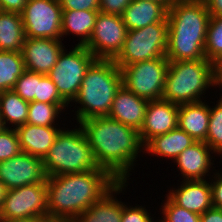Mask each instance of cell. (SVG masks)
Wrapping results in <instances>:
<instances>
[{
	"label": "cell",
	"instance_id": "6da1fadb",
	"mask_svg": "<svg viewBox=\"0 0 222 222\" xmlns=\"http://www.w3.org/2000/svg\"><path fill=\"white\" fill-rule=\"evenodd\" d=\"M78 125L87 137L99 168L117 182H128L136 159L144 152L139 131L107 116L85 119Z\"/></svg>",
	"mask_w": 222,
	"mask_h": 222
},
{
	"label": "cell",
	"instance_id": "7a4b0ae2",
	"mask_svg": "<svg viewBox=\"0 0 222 222\" xmlns=\"http://www.w3.org/2000/svg\"><path fill=\"white\" fill-rule=\"evenodd\" d=\"M117 183L104 169L47 176L49 219L72 222Z\"/></svg>",
	"mask_w": 222,
	"mask_h": 222
},
{
	"label": "cell",
	"instance_id": "3957f363",
	"mask_svg": "<svg viewBox=\"0 0 222 222\" xmlns=\"http://www.w3.org/2000/svg\"><path fill=\"white\" fill-rule=\"evenodd\" d=\"M211 15L205 4L175 0L168 9L169 61L205 59L206 34Z\"/></svg>",
	"mask_w": 222,
	"mask_h": 222
},
{
	"label": "cell",
	"instance_id": "277c9868",
	"mask_svg": "<svg viewBox=\"0 0 222 222\" xmlns=\"http://www.w3.org/2000/svg\"><path fill=\"white\" fill-rule=\"evenodd\" d=\"M122 86V74L114 60L96 59L87 69L72 101L77 125L89 118L108 116L114 96Z\"/></svg>",
	"mask_w": 222,
	"mask_h": 222
},
{
	"label": "cell",
	"instance_id": "5b68a950",
	"mask_svg": "<svg viewBox=\"0 0 222 222\" xmlns=\"http://www.w3.org/2000/svg\"><path fill=\"white\" fill-rule=\"evenodd\" d=\"M211 87H215V69L207 58L169 61L162 99L177 105L200 102Z\"/></svg>",
	"mask_w": 222,
	"mask_h": 222
},
{
	"label": "cell",
	"instance_id": "8992f818",
	"mask_svg": "<svg viewBox=\"0 0 222 222\" xmlns=\"http://www.w3.org/2000/svg\"><path fill=\"white\" fill-rule=\"evenodd\" d=\"M67 130H66V129ZM62 129L42 159L46 176L86 172L99 168L83 129Z\"/></svg>",
	"mask_w": 222,
	"mask_h": 222
},
{
	"label": "cell",
	"instance_id": "52a82bcc",
	"mask_svg": "<svg viewBox=\"0 0 222 222\" xmlns=\"http://www.w3.org/2000/svg\"><path fill=\"white\" fill-rule=\"evenodd\" d=\"M168 21L150 24L142 29L127 30L123 48L114 59L119 68L140 61L166 56Z\"/></svg>",
	"mask_w": 222,
	"mask_h": 222
},
{
	"label": "cell",
	"instance_id": "ba28073f",
	"mask_svg": "<svg viewBox=\"0 0 222 222\" xmlns=\"http://www.w3.org/2000/svg\"><path fill=\"white\" fill-rule=\"evenodd\" d=\"M72 47L70 51L62 50L57 63L47 74L68 104L77 96L87 69L96 60L85 46Z\"/></svg>",
	"mask_w": 222,
	"mask_h": 222
},
{
	"label": "cell",
	"instance_id": "9c48e42d",
	"mask_svg": "<svg viewBox=\"0 0 222 222\" xmlns=\"http://www.w3.org/2000/svg\"><path fill=\"white\" fill-rule=\"evenodd\" d=\"M168 67L166 56L124 66L120 68L122 85L148 101L162 99Z\"/></svg>",
	"mask_w": 222,
	"mask_h": 222
},
{
	"label": "cell",
	"instance_id": "30bf717a",
	"mask_svg": "<svg viewBox=\"0 0 222 222\" xmlns=\"http://www.w3.org/2000/svg\"><path fill=\"white\" fill-rule=\"evenodd\" d=\"M37 216L48 217L46 179L42 183L7 191L0 211V221Z\"/></svg>",
	"mask_w": 222,
	"mask_h": 222
},
{
	"label": "cell",
	"instance_id": "8fae6325",
	"mask_svg": "<svg viewBox=\"0 0 222 222\" xmlns=\"http://www.w3.org/2000/svg\"><path fill=\"white\" fill-rule=\"evenodd\" d=\"M21 15L26 37L62 40L59 0H28Z\"/></svg>",
	"mask_w": 222,
	"mask_h": 222
},
{
	"label": "cell",
	"instance_id": "7c38bea8",
	"mask_svg": "<svg viewBox=\"0 0 222 222\" xmlns=\"http://www.w3.org/2000/svg\"><path fill=\"white\" fill-rule=\"evenodd\" d=\"M127 29L121 16L99 13L85 47L96 59L114 60L123 48Z\"/></svg>",
	"mask_w": 222,
	"mask_h": 222
},
{
	"label": "cell",
	"instance_id": "4fadbf2b",
	"mask_svg": "<svg viewBox=\"0 0 222 222\" xmlns=\"http://www.w3.org/2000/svg\"><path fill=\"white\" fill-rule=\"evenodd\" d=\"M42 158L20 152L18 155L0 162V180L5 187L14 189L46 179Z\"/></svg>",
	"mask_w": 222,
	"mask_h": 222
},
{
	"label": "cell",
	"instance_id": "5bb4252c",
	"mask_svg": "<svg viewBox=\"0 0 222 222\" xmlns=\"http://www.w3.org/2000/svg\"><path fill=\"white\" fill-rule=\"evenodd\" d=\"M64 48L62 40L26 37L21 51L25 70L47 75Z\"/></svg>",
	"mask_w": 222,
	"mask_h": 222
},
{
	"label": "cell",
	"instance_id": "9a60e30c",
	"mask_svg": "<svg viewBox=\"0 0 222 222\" xmlns=\"http://www.w3.org/2000/svg\"><path fill=\"white\" fill-rule=\"evenodd\" d=\"M178 110L179 105L164 99L149 101L144 124L139 131L142 144L145 145L153 137L178 127Z\"/></svg>",
	"mask_w": 222,
	"mask_h": 222
},
{
	"label": "cell",
	"instance_id": "2e32d148",
	"mask_svg": "<svg viewBox=\"0 0 222 222\" xmlns=\"http://www.w3.org/2000/svg\"><path fill=\"white\" fill-rule=\"evenodd\" d=\"M215 156L213 150L205 142L195 141L173 162L178 168L177 171L181 172L179 175L181 174L182 181L204 180L211 175V168H215L213 166Z\"/></svg>",
	"mask_w": 222,
	"mask_h": 222
},
{
	"label": "cell",
	"instance_id": "e0dca14e",
	"mask_svg": "<svg viewBox=\"0 0 222 222\" xmlns=\"http://www.w3.org/2000/svg\"><path fill=\"white\" fill-rule=\"evenodd\" d=\"M166 194L176 205L198 215L213 207L210 181L186 180Z\"/></svg>",
	"mask_w": 222,
	"mask_h": 222
},
{
	"label": "cell",
	"instance_id": "ac0fdd59",
	"mask_svg": "<svg viewBox=\"0 0 222 222\" xmlns=\"http://www.w3.org/2000/svg\"><path fill=\"white\" fill-rule=\"evenodd\" d=\"M148 102V100L136 96L122 85L114 96L107 117L140 131L144 124Z\"/></svg>",
	"mask_w": 222,
	"mask_h": 222
},
{
	"label": "cell",
	"instance_id": "d6986e66",
	"mask_svg": "<svg viewBox=\"0 0 222 222\" xmlns=\"http://www.w3.org/2000/svg\"><path fill=\"white\" fill-rule=\"evenodd\" d=\"M128 185L129 182H118L98 202L93 203L72 222H121L126 202L119 201L116 197L120 193L125 194Z\"/></svg>",
	"mask_w": 222,
	"mask_h": 222
},
{
	"label": "cell",
	"instance_id": "ffe728a7",
	"mask_svg": "<svg viewBox=\"0 0 222 222\" xmlns=\"http://www.w3.org/2000/svg\"><path fill=\"white\" fill-rule=\"evenodd\" d=\"M64 127L37 126L24 124L15 130L21 152L44 158L52 147L55 138Z\"/></svg>",
	"mask_w": 222,
	"mask_h": 222
},
{
	"label": "cell",
	"instance_id": "44dd1931",
	"mask_svg": "<svg viewBox=\"0 0 222 222\" xmlns=\"http://www.w3.org/2000/svg\"><path fill=\"white\" fill-rule=\"evenodd\" d=\"M168 9L148 0H132L121 15L127 30L142 29L153 23L168 21Z\"/></svg>",
	"mask_w": 222,
	"mask_h": 222
},
{
	"label": "cell",
	"instance_id": "7402d4cb",
	"mask_svg": "<svg viewBox=\"0 0 222 222\" xmlns=\"http://www.w3.org/2000/svg\"><path fill=\"white\" fill-rule=\"evenodd\" d=\"M206 101L179 105L178 127L195 141L205 142L208 133L210 114Z\"/></svg>",
	"mask_w": 222,
	"mask_h": 222
},
{
	"label": "cell",
	"instance_id": "603a6c76",
	"mask_svg": "<svg viewBox=\"0 0 222 222\" xmlns=\"http://www.w3.org/2000/svg\"><path fill=\"white\" fill-rule=\"evenodd\" d=\"M195 140L189 136L185 131L176 127L168 133L157 135L150 139L144 145L143 154L148 156L165 157L168 160H175L182 151L191 146Z\"/></svg>",
	"mask_w": 222,
	"mask_h": 222
},
{
	"label": "cell",
	"instance_id": "cb8c5ba5",
	"mask_svg": "<svg viewBox=\"0 0 222 222\" xmlns=\"http://www.w3.org/2000/svg\"><path fill=\"white\" fill-rule=\"evenodd\" d=\"M99 11L69 10L62 11L61 34L67 37L70 34L79 38V46H85L92 35L95 20ZM65 35V36H64Z\"/></svg>",
	"mask_w": 222,
	"mask_h": 222
},
{
	"label": "cell",
	"instance_id": "d4e9b609",
	"mask_svg": "<svg viewBox=\"0 0 222 222\" xmlns=\"http://www.w3.org/2000/svg\"><path fill=\"white\" fill-rule=\"evenodd\" d=\"M25 39L22 15L0 11V51L21 52Z\"/></svg>",
	"mask_w": 222,
	"mask_h": 222
},
{
	"label": "cell",
	"instance_id": "484cf974",
	"mask_svg": "<svg viewBox=\"0 0 222 222\" xmlns=\"http://www.w3.org/2000/svg\"><path fill=\"white\" fill-rule=\"evenodd\" d=\"M28 109L29 102L13 90L0 92V116L6 128L16 129L26 124Z\"/></svg>",
	"mask_w": 222,
	"mask_h": 222
},
{
	"label": "cell",
	"instance_id": "4316f807",
	"mask_svg": "<svg viewBox=\"0 0 222 222\" xmlns=\"http://www.w3.org/2000/svg\"><path fill=\"white\" fill-rule=\"evenodd\" d=\"M24 71L21 52L0 51V92L12 90Z\"/></svg>",
	"mask_w": 222,
	"mask_h": 222
},
{
	"label": "cell",
	"instance_id": "83f0119b",
	"mask_svg": "<svg viewBox=\"0 0 222 222\" xmlns=\"http://www.w3.org/2000/svg\"><path fill=\"white\" fill-rule=\"evenodd\" d=\"M72 107L70 104H49L44 102L32 101L29 102L27 124L37 126H51L58 127L60 124L57 119L60 118L61 113H64L67 107Z\"/></svg>",
	"mask_w": 222,
	"mask_h": 222
},
{
	"label": "cell",
	"instance_id": "f1b7e54d",
	"mask_svg": "<svg viewBox=\"0 0 222 222\" xmlns=\"http://www.w3.org/2000/svg\"><path fill=\"white\" fill-rule=\"evenodd\" d=\"M209 126L205 143L213 150L215 155L222 157V102L216 101V105H209ZM221 155V156H220Z\"/></svg>",
	"mask_w": 222,
	"mask_h": 222
},
{
	"label": "cell",
	"instance_id": "f546056e",
	"mask_svg": "<svg viewBox=\"0 0 222 222\" xmlns=\"http://www.w3.org/2000/svg\"><path fill=\"white\" fill-rule=\"evenodd\" d=\"M205 57L215 63L222 57V16H211L205 43Z\"/></svg>",
	"mask_w": 222,
	"mask_h": 222
},
{
	"label": "cell",
	"instance_id": "4dcf8cb0",
	"mask_svg": "<svg viewBox=\"0 0 222 222\" xmlns=\"http://www.w3.org/2000/svg\"><path fill=\"white\" fill-rule=\"evenodd\" d=\"M160 205V219L157 222H200V215L176 205L167 195Z\"/></svg>",
	"mask_w": 222,
	"mask_h": 222
},
{
	"label": "cell",
	"instance_id": "1f68e13d",
	"mask_svg": "<svg viewBox=\"0 0 222 222\" xmlns=\"http://www.w3.org/2000/svg\"><path fill=\"white\" fill-rule=\"evenodd\" d=\"M44 76V74L25 70L16 81L12 90L23 100L32 102L37 97L38 83Z\"/></svg>",
	"mask_w": 222,
	"mask_h": 222
},
{
	"label": "cell",
	"instance_id": "d6a6232c",
	"mask_svg": "<svg viewBox=\"0 0 222 222\" xmlns=\"http://www.w3.org/2000/svg\"><path fill=\"white\" fill-rule=\"evenodd\" d=\"M21 152L15 129L4 128L0 131V162L8 160Z\"/></svg>",
	"mask_w": 222,
	"mask_h": 222
},
{
	"label": "cell",
	"instance_id": "836d02e7",
	"mask_svg": "<svg viewBox=\"0 0 222 222\" xmlns=\"http://www.w3.org/2000/svg\"><path fill=\"white\" fill-rule=\"evenodd\" d=\"M34 101L49 104H68L58 93L57 87L52 80L45 75L38 83L37 97Z\"/></svg>",
	"mask_w": 222,
	"mask_h": 222
},
{
	"label": "cell",
	"instance_id": "e575fe53",
	"mask_svg": "<svg viewBox=\"0 0 222 222\" xmlns=\"http://www.w3.org/2000/svg\"><path fill=\"white\" fill-rule=\"evenodd\" d=\"M148 211L146 206L135 204L133 207L126 203L123 207L121 222H156L155 217L150 216V210Z\"/></svg>",
	"mask_w": 222,
	"mask_h": 222
},
{
	"label": "cell",
	"instance_id": "d590c367",
	"mask_svg": "<svg viewBox=\"0 0 222 222\" xmlns=\"http://www.w3.org/2000/svg\"><path fill=\"white\" fill-rule=\"evenodd\" d=\"M62 11H99L100 0H59Z\"/></svg>",
	"mask_w": 222,
	"mask_h": 222
},
{
	"label": "cell",
	"instance_id": "8d00e7d4",
	"mask_svg": "<svg viewBox=\"0 0 222 222\" xmlns=\"http://www.w3.org/2000/svg\"><path fill=\"white\" fill-rule=\"evenodd\" d=\"M132 0H100L99 11L121 16Z\"/></svg>",
	"mask_w": 222,
	"mask_h": 222
},
{
	"label": "cell",
	"instance_id": "74e56055",
	"mask_svg": "<svg viewBox=\"0 0 222 222\" xmlns=\"http://www.w3.org/2000/svg\"><path fill=\"white\" fill-rule=\"evenodd\" d=\"M216 171V172H213ZM220 171V172H219ZM212 169V179L209 177L212 190V205L213 207L222 209V172Z\"/></svg>",
	"mask_w": 222,
	"mask_h": 222
},
{
	"label": "cell",
	"instance_id": "f35d334b",
	"mask_svg": "<svg viewBox=\"0 0 222 222\" xmlns=\"http://www.w3.org/2000/svg\"><path fill=\"white\" fill-rule=\"evenodd\" d=\"M28 0H0V11L22 13Z\"/></svg>",
	"mask_w": 222,
	"mask_h": 222
},
{
	"label": "cell",
	"instance_id": "ab89813d",
	"mask_svg": "<svg viewBox=\"0 0 222 222\" xmlns=\"http://www.w3.org/2000/svg\"><path fill=\"white\" fill-rule=\"evenodd\" d=\"M200 222H222V209L212 207L200 215Z\"/></svg>",
	"mask_w": 222,
	"mask_h": 222
},
{
	"label": "cell",
	"instance_id": "60d3db41",
	"mask_svg": "<svg viewBox=\"0 0 222 222\" xmlns=\"http://www.w3.org/2000/svg\"><path fill=\"white\" fill-rule=\"evenodd\" d=\"M207 7L211 16H222V0H211Z\"/></svg>",
	"mask_w": 222,
	"mask_h": 222
},
{
	"label": "cell",
	"instance_id": "b9f144b4",
	"mask_svg": "<svg viewBox=\"0 0 222 222\" xmlns=\"http://www.w3.org/2000/svg\"><path fill=\"white\" fill-rule=\"evenodd\" d=\"M0 222H53L49 217H27V218H18L13 220H3Z\"/></svg>",
	"mask_w": 222,
	"mask_h": 222
},
{
	"label": "cell",
	"instance_id": "7bdbcfd3",
	"mask_svg": "<svg viewBox=\"0 0 222 222\" xmlns=\"http://www.w3.org/2000/svg\"><path fill=\"white\" fill-rule=\"evenodd\" d=\"M8 189L5 187V184L0 180V211L4 203Z\"/></svg>",
	"mask_w": 222,
	"mask_h": 222
},
{
	"label": "cell",
	"instance_id": "ee69618b",
	"mask_svg": "<svg viewBox=\"0 0 222 222\" xmlns=\"http://www.w3.org/2000/svg\"><path fill=\"white\" fill-rule=\"evenodd\" d=\"M215 77L222 76V57L214 63Z\"/></svg>",
	"mask_w": 222,
	"mask_h": 222
},
{
	"label": "cell",
	"instance_id": "f6af8a7d",
	"mask_svg": "<svg viewBox=\"0 0 222 222\" xmlns=\"http://www.w3.org/2000/svg\"><path fill=\"white\" fill-rule=\"evenodd\" d=\"M153 1L159 4H163L167 9L171 7V5L175 2V0H148Z\"/></svg>",
	"mask_w": 222,
	"mask_h": 222
},
{
	"label": "cell",
	"instance_id": "bcb514c9",
	"mask_svg": "<svg viewBox=\"0 0 222 222\" xmlns=\"http://www.w3.org/2000/svg\"><path fill=\"white\" fill-rule=\"evenodd\" d=\"M216 87H219V90H221V88H222V76L215 77V88ZM219 95H220L219 100L222 102V96H221L222 94H219Z\"/></svg>",
	"mask_w": 222,
	"mask_h": 222
},
{
	"label": "cell",
	"instance_id": "7dc6e473",
	"mask_svg": "<svg viewBox=\"0 0 222 222\" xmlns=\"http://www.w3.org/2000/svg\"><path fill=\"white\" fill-rule=\"evenodd\" d=\"M185 1L192 2V3H200V4H205V5H208L211 2V0H185Z\"/></svg>",
	"mask_w": 222,
	"mask_h": 222
},
{
	"label": "cell",
	"instance_id": "c3c4849f",
	"mask_svg": "<svg viewBox=\"0 0 222 222\" xmlns=\"http://www.w3.org/2000/svg\"><path fill=\"white\" fill-rule=\"evenodd\" d=\"M4 128H6V127L4 126V123H3L2 118L0 116V131H2Z\"/></svg>",
	"mask_w": 222,
	"mask_h": 222
}]
</instances>
